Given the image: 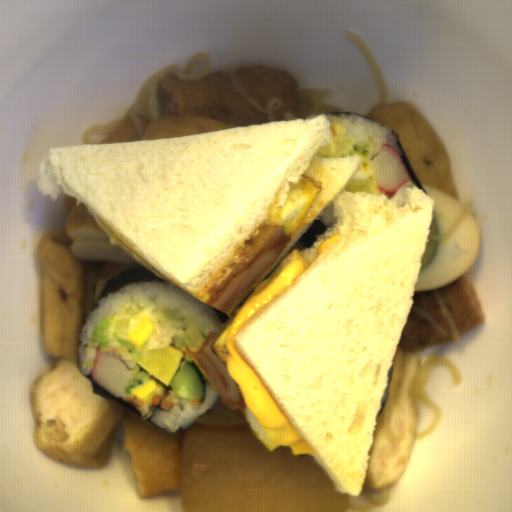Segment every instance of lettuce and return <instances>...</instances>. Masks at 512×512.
I'll list each match as a JSON object with an SVG mask.
<instances>
[{
    "label": "lettuce",
    "instance_id": "obj_1",
    "mask_svg": "<svg viewBox=\"0 0 512 512\" xmlns=\"http://www.w3.org/2000/svg\"><path fill=\"white\" fill-rule=\"evenodd\" d=\"M331 142L318 147L315 151L323 158L343 159L351 155L359 156L360 168L366 177H351L344 185L343 191L350 193L382 194L379 189L373 169L369 162V150L375 144V138L369 136L366 143H361L347 134L345 125L339 121L330 120Z\"/></svg>",
    "mask_w": 512,
    "mask_h": 512
}]
</instances>
